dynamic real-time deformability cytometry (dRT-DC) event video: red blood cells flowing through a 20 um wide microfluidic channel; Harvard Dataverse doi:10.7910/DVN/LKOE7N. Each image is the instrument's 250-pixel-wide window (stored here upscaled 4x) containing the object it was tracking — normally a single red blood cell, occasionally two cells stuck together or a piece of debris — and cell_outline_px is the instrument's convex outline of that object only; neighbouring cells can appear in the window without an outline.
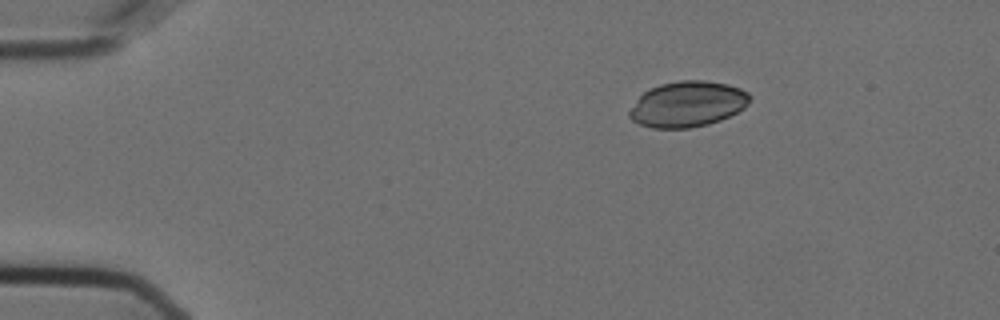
{"species": "Egyptian fruit bat (a non-hibernating species)", "species_latin": "Rousettus aegyptiacus", "temperature_condition": "cold", "stored_images_in_passage": 48, "camera_frame_rate_fps": 3000, "um_per_image_px": 0.085, "animal": {"sex": "female"}, "frame": {"image": 1, "passage_image": 1, "time_ms": 0.0, "image_size_px": [1000, 320], "cell_outline_px": [[752, 96], [748, 104], [744, 108], [720, 120], [708, 124], [688, 128], [652, 128], [640, 124], [632, 120], [628, 116], [628, 112], [640, 96], [644, 92], [660, 84], [680, 80], [704, 80], [728, 84], [740, 88], [748, 92]], "centroid_in_image_um": [58.46, 8.84], "position_along_channel_um": 26.5, "area_um2": 31.96}}
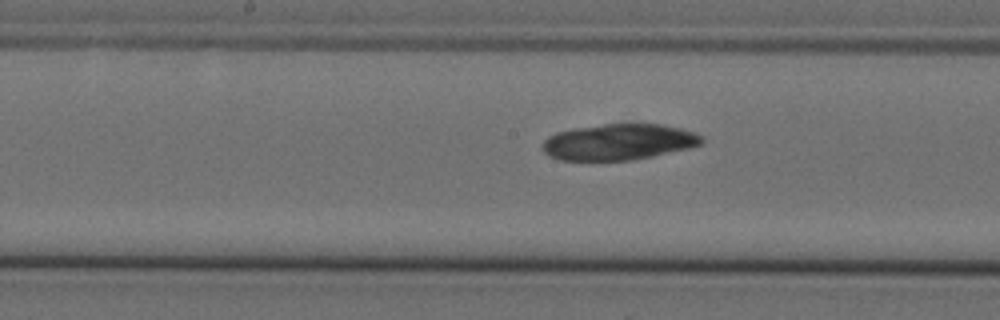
{"frame": {"image": 2, "passage_image": 21, "time_ms": 6.667, "image_size_px": [1000, 320], "cell_outline_px": [[704, 140], [700, 144], [692, 148], [632, 160], [560, 160], [548, 156], [544, 152], [544, 140], [548, 136], [556, 132], [576, 128], [604, 124], [660, 124], [680, 128], [692, 132], [700, 136]], "centroid_in_image_um": [52.59, 12.07], "position_along_channel_um": 195.6, "area_um2": 33.29}}
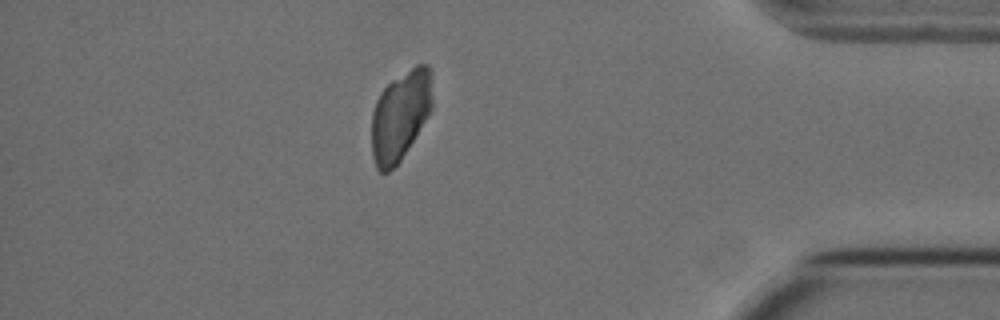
{"frame": {"image": 3, "passage_image": 41, "time_ms": 13.333, "image_size_px": [1000, 320], "cell_outline_px": [[432, 108], [428, 116], [400, 160], [388, 172], [380, 172], [376, 168], [372, 156], [372, 112], [376, 100], [380, 92], [392, 80], [416, 64], [428, 64], [432, 72]], "centroid_in_image_um": [34.03, 9.78], "position_along_channel_um": 401.2, "area_um2": 31.79}}